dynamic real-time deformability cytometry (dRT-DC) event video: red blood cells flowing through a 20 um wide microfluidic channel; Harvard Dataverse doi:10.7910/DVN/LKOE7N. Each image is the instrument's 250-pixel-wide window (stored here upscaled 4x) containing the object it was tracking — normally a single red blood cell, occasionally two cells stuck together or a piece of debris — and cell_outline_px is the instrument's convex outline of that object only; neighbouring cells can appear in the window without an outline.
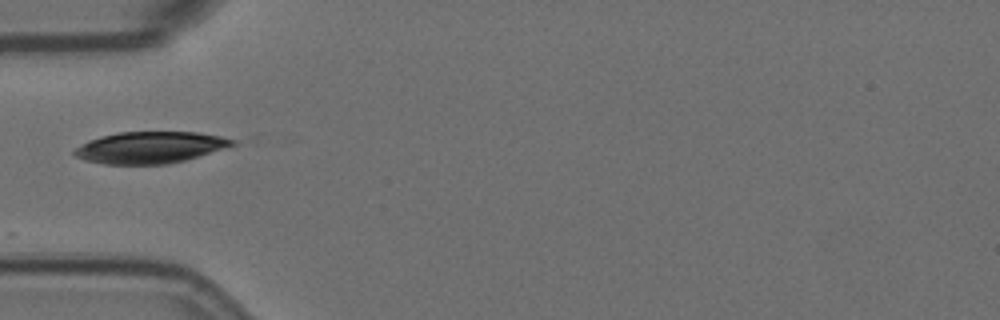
{"species": "Egyptian fruit bat (a non-hibernating species)", "species_latin": "Rousettus aegyptiacus", "temperature_condition": "room temperature", "stored_images_in_passage": 11, "camera_frame_rate_fps": 3000, "um_per_image_px": 0.085, "animal": {"sex": "female"}, "frame": {"image": 1, "passage_image": 1, "time_ms": 0.0, "image_size_px": [1000, 320], "cell_outline_px": [[236, 144], [184, 160], [168, 164], [104, 164], [84, 160], [76, 156], [72, 152], [76, 148], [88, 140], [100, 136], [120, 132], [196, 132], [220, 136], [236, 140]], "centroid_in_image_um": [12.72, 12.53], "position_along_channel_um": 72.3, "area_um2": 28.84}}
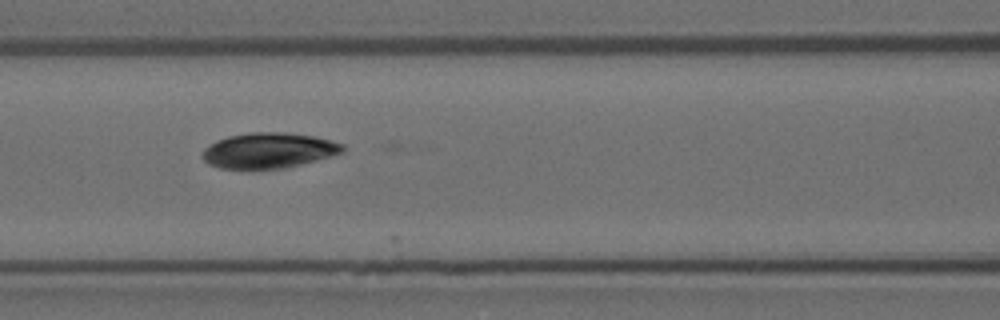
{"frame": {"image": 2, "passage_image": 7, "time_ms": 2.0, "image_size_px": [1000, 320], "cell_outline_px": [[344, 152], [316, 160], [284, 168], [220, 168], [208, 164], [200, 156], [204, 148], [228, 136], [252, 132], [284, 132], [312, 136], [344, 144]], "centroid_in_image_um": [22.82, 12.79], "position_along_channel_um": 143.8, "area_um2": 28.55}}
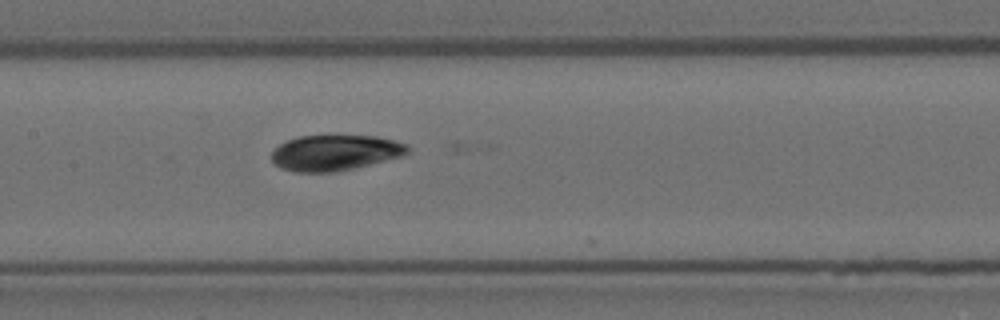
{"frame": {"image": 3, "passage_image": 10, "time_ms": 3.0, "image_size_px": [1000, 320], "cell_outline_px": [[408, 152], [400, 156], [336, 172], [296, 172], [280, 168], [272, 160], [272, 152], [280, 144], [288, 140], [300, 136], [376, 136], [408, 144]], "centroid_in_image_um": [28.45, 12.98], "position_along_channel_um": 179.0, "area_um2": 27.8}}